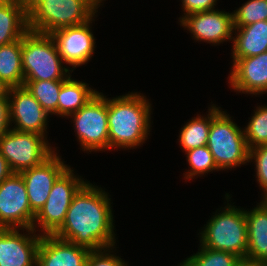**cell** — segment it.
Returning <instances> with one entry per match:
<instances>
[{
  "instance_id": "obj_1",
  "label": "cell",
  "mask_w": 267,
  "mask_h": 266,
  "mask_svg": "<svg viewBox=\"0 0 267 266\" xmlns=\"http://www.w3.org/2000/svg\"><path fill=\"white\" fill-rule=\"evenodd\" d=\"M111 198L86 182L74 195L62 226L54 236L89 250L115 246Z\"/></svg>"
},
{
  "instance_id": "obj_2",
  "label": "cell",
  "mask_w": 267,
  "mask_h": 266,
  "mask_svg": "<svg viewBox=\"0 0 267 266\" xmlns=\"http://www.w3.org/2000/svg\"><path fill=\"white\" fill-rule=\"evenodd\" d=\"M151 109L149 99L139 92L108 98L109 151L141 146L150 133Z\"/></svg>"
},
{
  "instance_id": "obj_3",
  "label": "cell",
  "mask_w": 267,
  "mask_h": 266,
  "mask_svg": "<svg viewBox=\"0 0 267 266\" xmlns=\"http://www.w3.org/2000/svg\"><path fill=\"white\" fill-rule=\"evenodd\" d=\"M24 80H65L72 73L50 34L28 30L21 38Z\"/></svg>"
},
{
  "instance_id": "obj_4",
  "label": "cell",
  "mask_w": 267,
  "mask_h": 266,
  "mask_svg": "<svg viewBox=\"0 0 267 266\" xmlns=\"http://www.w3.org/2000/svg\"><path fill=\"white\" fill-rule=\"evenodd\" d=\"M231 118L220 107L212 105V121L206 146L220 170H230L249 163L244 130Z\"/></svg>"
},
{
  "instance_id": "obj_5",
  "label": "cell",
  "mask_w": 267,
  "mask_h": 266,
  "mask_svg": "<svg viewBox=\"0 0 267 266\" xmlns=\"http://www.w3.org/2000/svg\"><path fill=\"white\" fill-rule=\"evenodd\" d=\"M216 211L201 231L200 244L217 251H228L245 258L248 249L247 223L244 208L227 203ZM221 211V212H220Z\"/></svg>"
},
{
  "instance_id": "obj_6",
  "label": "cell",
  "mask_w": 267,
  "mask_h": 266,
  "mask_svg": "<svg viewBox=\"0 0 267 266\" xmlns=\"http://www.w3.org/2000/svg\"><path fill=\"white\" fill-rule=\"evenodd\" d=\"M104 0H45L29 16L31 31L51 34L53 31L84 24L94 18Z\"/></svg>"
},
{
  "instance_id": "obj_7",
  "label": "cell",
  "mask_w": 267,
  "mask_h": 266,
  "mask_svg": "<svg viewBox=\"0 0 267 266\" xmlns=\"http://www.w3.org/2000/svg\"><path fill=\"white\" fill-rule=\"evenodd\" d=\"M70 117L83 151L109 150L108 98L103 93L98 91Z\"/></svg>"
},
{
  "instance_id": "obj_8",
  "label": "cell",
  "mask_w": 267,
  "mask_h": 266,
  "mask_svg": "<svg viewBox=\"0 0 267 266\" xmlns=\"http://www.w3.org/2000/svg\"><path fill=\"white\" fill-rule=\"evenodd\" d=\"M73 172L69 166L57 178L44 206L35 215L32 228L41 235H53L62 226L74 195L87 182Z\"/></svg>"
},
{
  "instance_id": "obj_9",
  "label": "cell",
  "mask_w": 267,
  "mask_h": 266,
  "mask_svg": "<svg viewBox=\"0 0 267 266\" xmlns=\"http://www.w3.org/2000/svg\"><path fill=\"white\" fill-rule=\"evenodd\" d=\"M46 140L38 133L10 129L0 138V154L14 173H20L38 166L57 151Z\"/></svg>"
},
{
  "instance_id": "obj_10",
  "label": "cell",
  "mask_w": 267,
  "mask_h": 266,
  "mask_svg": "<svg viewBox=\"0 0 267 266\" xmlns=\"http://www.w3.org/2000/svg\"><path fill=\"white\" fill-rule=\"evenodd\" d=\"M34 219L23 178L13 173L0 184V228H32Z\"/></svg>"
},
{
  "instance_id": "obj_11",
  "label": "cell",
  "mask_w": 267,
  "mask_h": 266,
  "mask_svg": "<svg viewBox=\"0 0 267 266\" xmlns=\"http://www.w3.org/2000/svg\"><path fill=\"white\" fill-rule=\"evenodd\" d=\"M9 120L11 129L34 132L47 137L49 114L25 86L9 89ZM13 124L14 127H13Z\"/></svg>"
},
{
  "instance_id": "obj_12",
  "label": "cell",
  "mask_w": 267,
  "mask_h": 266,
  "mask_svg": "<svg viewBox=\"0 0 267 266\" xmlns=\"http://www.w3.org/2000/svg\"><path fill=\"white\" fill-rule=\"evenodd\" d=\"M94 20L92 18L78 26L63 27L50 34L64 63L73 66L72 71L87 64L94 55L96 42L91 30Z\"/></svg>"
},
{
  "instance_id": "obj_13",
  "label": "cell",
  "mask_w": 267,
  "mask_h": 266,
  "mask_svg": "<svg viewBox=\"0 0 267 266\" xmlns=\"http://www.w3.org/2000/svg\"><path fill=\"white\" fill-rule=\"evenodd\" d=\"M179 21L196 41L213 45L233 41V13L214 9L181 16Z\"/></svg>"
},
{
  "instance_id": "obj_14",
  "label": "cell",
  "mask_w": 267,
  "mask_h": 266,
  "mask_svg": "<svg viewBox=\"0 0 267 266\" xmlns=\"http://www.w3.org/2000/svg\"><path fill=\"white\" fill-rule=\"evenodd\" d=\"M69 167L61 156L54 152L38 166L20 172L26 186L28 201L32 212L36 215L44 206L53 184Z\"/></svg>"
},
{
  "instance_id": "obj_15",
  "label": "cell",
  "mask_w": 267,
  "mask_h": 266,
  "mask_svg": "<svg viewBox=\"0 0 267 266\" xmlns=\"http://www.w3.org/2000/svg\"><path fill=\"white\" fill-rule=\"evenodd\" d=\"M36 233L33 228H0V266H36L42 236Z\"/></svg>"
},
{
  "instance_id": "obj_16",
  "label": "cell",
  "mask_w": 267,
  "mask_h": 266,
  "mask_svg": "<svg viewBox=\"0 0 267 266\" xmlns=\"http://www.w3.org/2000/svg\"><path fill=\"white\" fill-rule=\"evenodd\" d=\"M232 62L228 83L235 92L255 96L267 93V52Z\"/></svg>"
},
{
  "instance_id": "obj_17",
  "label": "cell",
  "mask_w": 267,
  "mask_h": 266,
  "mask_svg": "<svg viewBox=\"0 0 267 266\" xmlns=\"http://www.w3.org/2000/svg\"><path fill=\"white\" fill-rule=\"evenodd\" d=\"M90 251L54 235H42L36 266H85Z\"/></svg>"
},
{
  "instance_id": "obj_18",
  "label": "cell",
  "mask_w": 267,
  "mask_h": 266,
  "mask_svg": "<svg viewBox=\"0 0 267 266\" xmlns=\"http://www.w3.org/2000/svg\"><path fill=\"white\" fill-rule=\"evenodd\" d=\"M248 249L245 258L267 266V206L261 201L250 211L245 210Z\"/></svg>"
},
{
  "instance_id": "obj_19",
  "label": "cell",
  "mask_w": 267,
  "mask_h": 266,
  "mask_svg": "<svg viewBox=\"0 0 267 266\" xmlns=\"http://www.w3.org/2000/svg\"><path fill=\"white\" fill-rule=\"evenodd\" d=\"M232 58L257 56L267 52V20L248 26L234 27Z\"/></svg>"
},
{
  "instance_id": "obj_20",
  "label": "cell",
  "mask_w": 267,
  "mask_h": 266,
  "mask_svg": "<svg viewBox=\"0 0 267 266\" xmlns=\"http://www.w3.org/2000/svg\"><path fill=\"white\" fill-rule=\"evenodd\" d=\"M28 30V16L20 0L0 3V46L21 39Z\"/></svg>"
},
{
  "instance_id": "obj_21",
  "label": "cell",
  "mask_w": 267,
  "mask_h": 266,
  "mask_svg": "<svg viewBox=\"0 0 267 266\" xmlns=\"http://www.w3.org/2000/svg\"><path fill=\"white\" fill-rule=\"evenodd\" d=\"M70 75L62 80L58 96V115L69 117L83 107L98 92L83 81L74 80Z\"/></svg>"
},
{
  "instance_id": "obj_22",
  "label": "cell",
  "mask_w": 267,
  "mask_h": 266,
  "mask_svg": "<svg viewBox=\"0 0 267 266\" xmlns=\"http://www.w3.org/2000/svg\"><path fill=\"white\" fill-rule=\"evenodd\" d=\"M0 80L10 88L24 86L21 39L0 46Z\"/></svg>"
},
{
  "instance_id": "obj_23",
  "label": "cell",
  "mask_w": 267,
  "mask_h": 266,
  "mask_svg": "<svg viewBox=\"0 0 267 266\" xmlns=\"http://www.w3.org/2000/svg\"><path fill=\"white\" fill-rule=\"evenodd\" d=\"M208 110L206 117L198 114L181 128L178 142L184 151L207 145L212 121V105Z\"/></svg>"
},
{
  "instance_id": "obj_24",
  "label": "cell",
  "mask_w": 267,
  "mask_h": 266,
  "mask_svg": "<svg viewBox=\"0 0 267 266\" xmlns=\"http://www.w3.org/2000/svg\"><path fill=\"white\" fill-rule=\"evenodd\" d=\"M24 86L48 114L58 116L62 80H24Z\"/></svg>"
},
{
  "instance_id": "obj_25",
  "label": "cell",
  "mask_w": 267,
  "mask_h": 266,
  "mask_svg": "<svg viewBox=\"0 0 267 266\" xmlns=\"http://www.w3.org/2000/svg\"><path fill=\"white\" fill-rule=\"evenodd\" d=\"M196 254L186 258L181 266H235L240 259L236 254L228 251H217L199 246Z\"/></svg>"
},
{
  "instance_id": "obj_26",
  "label": "cell",
  "mask_w": 267,
  "mask_h": 266,
  "mask_svg": "<svg viewBox=\"0 0 267 266\" xmlns=\"http://www.w3.org/2000/svg\"><path fill=\"white\" fill-rule=\"evenodd\" d=\"M185 154L190 170L184 173V179L191 180L195 176L201 177V175L210 173L211 171L220 170L207 146L185 151Z\"/></svg>"
},
{
  "instance_id": "obj_27",
  "label": "cell",
  "mask_w": 267,
  "mask_h": 266,
  "mask_svg": "<svg viewBox=\"0 0 267 266\" xmlns=\"http://www.w3.org/2000/svg\"><path fill=\"white\" fill-rule=\"evenodd\" d=\"M251 120L245 127L244 134L248 149L267 145V105L257 106Z\"/></svg>"
},
{
  "instance_id": "obj_28",
  "label": "cell",
  "mask_w": 267,
  "mask_h": 266,
  "mask_svg": "<svg viewBox=\"0 0 267 266\" xmlns=\"http://www.w3.org/2000/svg\"><path fill=\"white\" fill-rule=\"evenodd\" d=\"M232 13L234 27L265 21L267 20V0H248Z\"/></svg>"
},
{
  "instance_id": "obj_29",
  "label": "cell",
  "mask_w": 267,
  "mask_h": 266,
  "mask_svg": "<svg viewBox=\"0 0 267 266\" xmlns=\"http://www.w3.org/2000/svg\"><path fill=\"white\" fill-rule=\"evenodd\" d=\"M249 162L255 160L256 178L262 193L267 191V145H259L249 150Z\"/></svg>"
},
{
  "instance_id": "obj_30",
  "label": "cell",
  "mask_w": 267,
  "mask_h": 266,
  "mask_svg": "<svg viewBox=\"0 0 267 266\" xmlns=\"http://www.w3.org/2000/svg\"><path fill=\"white\" fill-rule=\"evenodd\" d=\"M115 246L91 250L85 266H128L121 257L111 254Z\"/></svg>"
},
{
  "instance_id": "obj_31",
  "label": "cell",
  "mask_w": 267,
  "mask_h": 266,
  "mask_svg": "<svg viewBox=\"0 0 267 266\" xmlns=\"http://www.w3.org/2000/svg\"><path fill=\"white\" fill-rule=\"evenodd\" d=\"M218 0H181L182 10L184 11L183 17L186 15L214 10Z\"/></svg>"
},
{
  "instance_id": "obj_32",
  "label": "cell",
  "mask_w": 267,
  "mask_h": 266,
  "mask_svg": "<svg viewBox=\"0 0 267 266\" xmlns=\"http://www.w3.org/2000/svg\"><path fill=\"white\" fill-rule=\"evenodd\" d=\"M9 96L0 98V138L10 130Z\"/></svg>"
},
{
  "instance_id": "obj_33",
  "label": "cell",
  "mask_w": 267,
  "mask_h": 266,
  "mask_svg": "<svg viewBox=\"0 0 267 266\" xmlns=\"http://www.w3.org/2000/svg\"><path fill=\"white\" fill-rule=\"evenodd\" d=\"M13 173L6 158L0 154V184Z\"/></svg>"
},
{
  "instance_id": "obj_34",
  "label": "cell",
  "mask_w": 267,
  "mask_h": 266,
  "mask_svg": "<svg viewBox=\"0 0 267 266\" xmlns=\"http://www.w3.org/2000/svg\"><path fill=\"white\" fill-rule=\"evenodd\" d=\"M24 6L27 16H29L45 0H20Z\"/></svg>"
},
{
  "instance_id": "obj_35",
  "label": "cell",
  "mask_w": 267,
  "mask_h": 266,
  "mask_svg": "<svg viewBox=\"0 0 267 266\" xmlns=\"http://www.w3.org/2000/svg\"><path fill=\"white\" fill-rule=\"evenodd\" d=\"M235 266H266L263 264H260L258 261L249 259V258H240Z\"/></svg>"
},
{
  "instance_id": "obj_36",
  "label": "cell",
  "mask_w": 267,
  "mask_h": 266,
  "mask_svg": "<svg viewBox=\"0 0 267 266\" xmlns=\"http://www.w3.org/2000/svg\"><path fill=\"white\" fill-rule=\"evenodd\" d=\"M10 87L0 80V98L7 97Z\"/></svg>"
},
{
  "instance_id": "obj_37",
  "label": "cell",
  "mask_w": 267,
  "mask_h": 266,
  "mask_svg": "<svg viewBox=\"0 0 267 266\" xmlns=\"http://www.w3.org/2000/svg\"><path fill=\"white\" fill-rule=\"evenodd\" d=\"M263 196L262 202L267 206V191L264 194H261Z\"/></svg>"
}]
</instances>
